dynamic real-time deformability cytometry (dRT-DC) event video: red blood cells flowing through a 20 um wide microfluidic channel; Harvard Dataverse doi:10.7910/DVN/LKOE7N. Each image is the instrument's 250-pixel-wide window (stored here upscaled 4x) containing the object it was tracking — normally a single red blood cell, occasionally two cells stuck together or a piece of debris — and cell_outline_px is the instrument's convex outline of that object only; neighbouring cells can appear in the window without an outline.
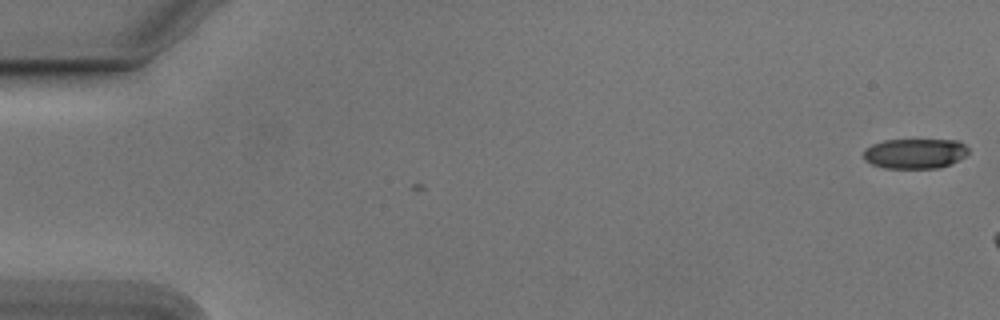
{"species": "Egyptian fruit bat (a non-hibernating species)", "species_latin": "Rousettus aegyptiacus", "temperature_condition": "cold", "stored_images_in_passage": 3, "camera_frame_rate_fps": 3000, "um_per_image_px": 0.085, "animal": {"sex": "male"}, "frame": {"image": 1, "passage_image": 1, "time_ms": 0.0, "image_size_px": [1000, 320], "cell_outline_px": [[968, 152], [964, 156], [940, 168], [884, 168], [872, 164], [864, 160], [864, 148], [872, 144], [884, 140], [956, 140], [964, 144], [968, 148]], "centroid_in_image_um": [77.73, 13.04], "position_along_channel_um": 7.3, "area_um2": 18.26}}